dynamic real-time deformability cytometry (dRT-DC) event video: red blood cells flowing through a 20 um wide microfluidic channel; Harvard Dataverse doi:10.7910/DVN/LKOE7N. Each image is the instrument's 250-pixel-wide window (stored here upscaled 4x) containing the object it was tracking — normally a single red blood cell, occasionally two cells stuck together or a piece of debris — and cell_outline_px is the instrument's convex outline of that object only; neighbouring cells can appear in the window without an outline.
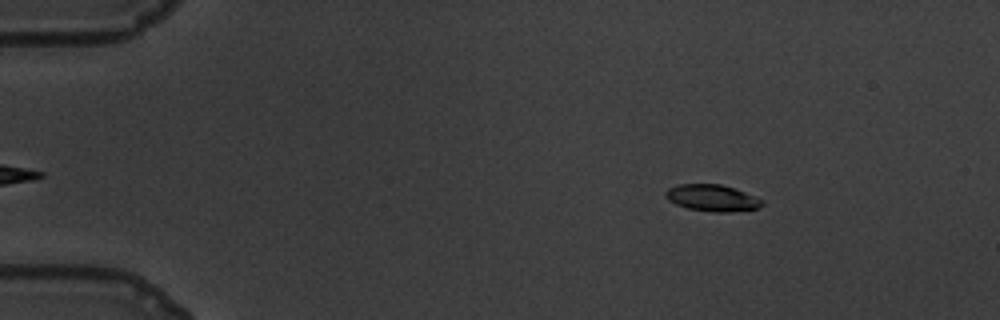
{"species": "common noctule bat (a hibernating species)", "species_latin": "Nyctalus noctula", "temperature_condition": "warm", "stored_images_in_passage": 52, "camera_frame_rate_fps": 3000, "um_per_image_px": 0.085, "animal": {"sex": "male", "body_mass_g": 19.5, "forearm_length_mm": 54.6}, "frame": {"image": 1, "passage_image": 1, "time_ms": 0.0, "image_size_px": [1000, 320], "cell_outline_px": [[764, 204], [760, 208], [728, 212], [712, 212], [688, 208], [676, 204], [668, 200], [664, 196], [664, 192], [668, 188], [680, 184], [720, 184], [756, 196], [764, 200]], "centroid_in_image_um": [60.54, 16.83], "position_along_channel_um": 24.5, "area_um2": 15.03}}
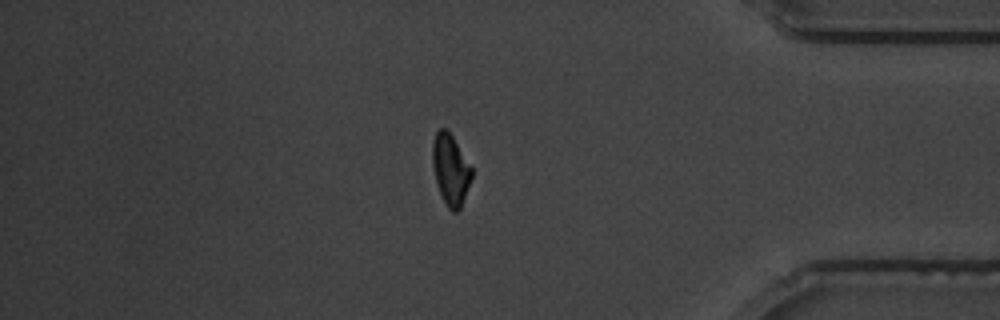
{"frame": {"image": 2, "passage_image": 43, "time_ms": 14.0, "image_size_px": [1000, 320], "cell_outline_px": [[472, 176], [460, 208], [456, 212], [452, 212], [448, 208], [440, 192], [436, 180], [432, 164], [432, 144], [436, 132], [440, 128], [444, 128], [452, 136], [472, 168]], "centroid_in_image_um": [38.28, 14.41], "position_along_channel_um": 396.9, "area_um2": 15.78}}
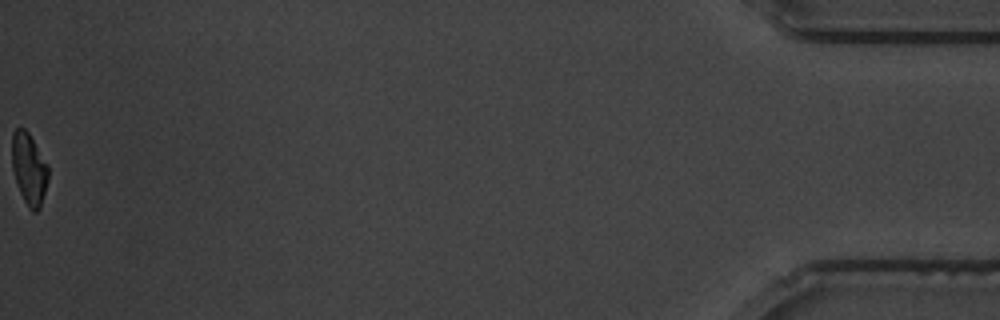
{"frame": {"image": 3, "passage_image": 52, "time_ms": 17.0, "image_size_px": [1000, 320], "cell_outline_px": [[48, 180], [40, 208], [36, 212], [32, 212], [28, 208], [20, 192], [12, 168], [12, 132], [16, 128], [24, 128], [28, 132], [48, 164]], "centroid_in_image_um": [2.47, 14.35], "position_along_channel_um": 432.7, "area_um2": 15.14}, "authors_computed_cell_mechanics": {"area_um2": 16.0395, "velocity_mm_per_s": 3.4561, "shape_relaxation_time_tau1_ms": 2.8417, "shape_relaxation_time_tau2_ms": 4.5192, "deformation_change_tau1": 0.1432, "deformation_change_tau2": 0.1056}}